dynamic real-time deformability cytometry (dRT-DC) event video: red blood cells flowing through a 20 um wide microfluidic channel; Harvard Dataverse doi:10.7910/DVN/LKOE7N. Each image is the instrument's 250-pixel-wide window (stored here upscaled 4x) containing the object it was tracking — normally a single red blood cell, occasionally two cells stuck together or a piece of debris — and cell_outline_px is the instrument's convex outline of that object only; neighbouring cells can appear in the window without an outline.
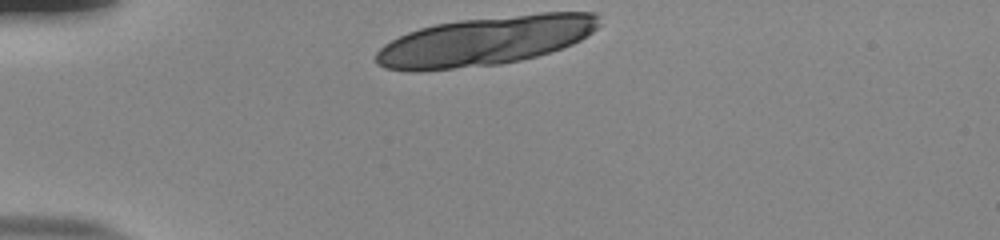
{"species": "human", "species_latin": "Homo sapiens", "temperature_condition": "room temperature", "stored_images_in_passage": 8, "camera_frame_rate_fps": 3000, "um_per_image_px": 0.085, "donor": {"sex": "male"}, "frame": {"image": 1, "passage_image": 1, "time_ms": 0.0, "image_size_px": [1000, 240], "cell_outline_px": [[600, 24], [592, 32], [580, 40], [572, 44], [536, 56], [520, 60], [500, 64], [420, 72], [408, 72], [384, 68], [376, 64], [376, 52], [384, 44], [408, 32], [420, 28], [436, 24], [460, 20], [540, 12], [596, 12], [600, 16]], "centroid_in_image_um": [41.23, 3.48], "position_along_channel_um": 43.8, "area_um2": 64.04}}